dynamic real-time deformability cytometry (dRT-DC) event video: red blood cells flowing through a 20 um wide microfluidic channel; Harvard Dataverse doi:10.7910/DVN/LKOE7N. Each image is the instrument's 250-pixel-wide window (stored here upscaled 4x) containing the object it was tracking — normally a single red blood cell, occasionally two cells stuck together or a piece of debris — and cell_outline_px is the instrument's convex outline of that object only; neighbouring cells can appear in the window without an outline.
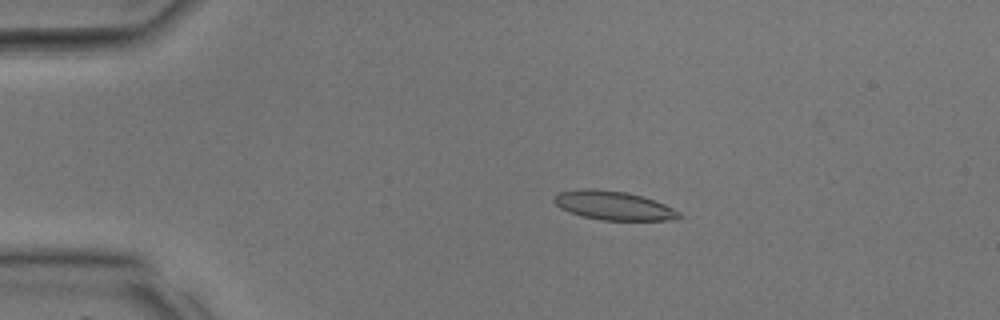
{"species": "common noctule bat (a hibernating species)", "species_latin": "Nyctalus noctula", "temperature_condition": "room temperature", "stored_images_in_passage": 33, "camera_frame_rate_fps": 3000, "um_per_image_px": 0.085, "animal": {"sex": "male", "body_mass_g": 17.9, "forearm_length_mm": 54.2}, "frame": {"image": 1, "passage_image": 5, "time_ms": 1.333, "image_size_px": [1000, 320], "cell_outline_px": [[684, 216], [676, 220], [600, 220], [580, 216], [568, 212], [560, 208], [552, 200], [552, 196], [560, 192], [584, 188], [592, 188], [628, 192], [664, 204], [680, 212]], "centroid_in_image_um": [52.12, 17.48], "position_along_channel_um": 32.9, "area_um2": 21.21}}
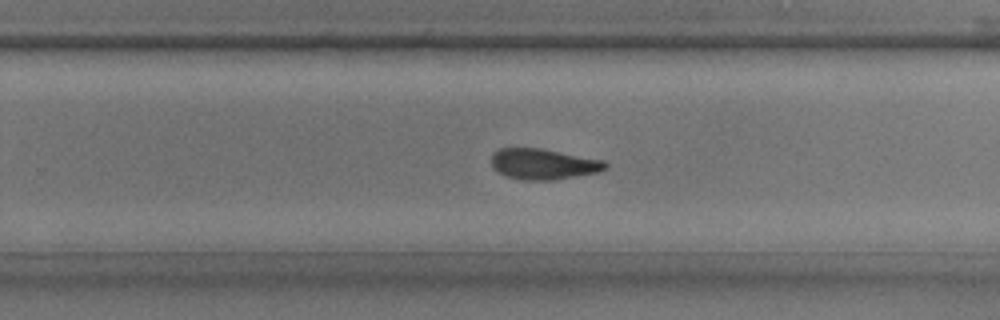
{"frame": {"image": 2, "passage_image": 21, "time_ms": 6.667, "image_size_px": [1000, 320], "cell_outline_px": [[608, 168], [600, 172], [552, 180], [524, 180], [508, 176], [492, 168], [492, 152], [500, 148], [540, 148], [604, 160], [608, 164]], "centroid_in_image_um": [46.21, 13.94], "position_along_channel_um": 283.6, "area_um2": 20.4}}
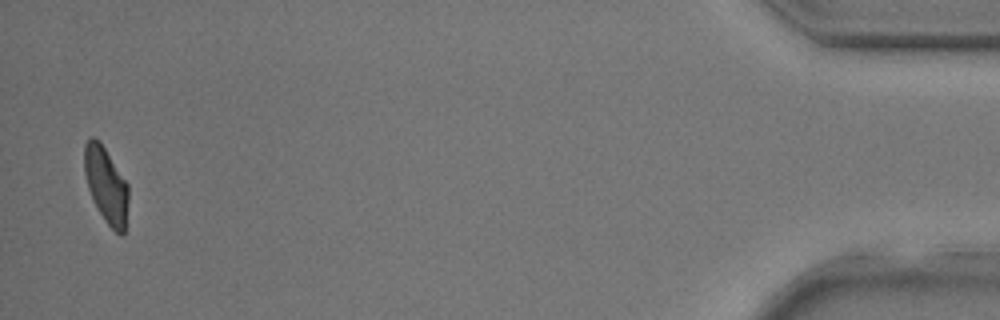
{"frame": {"image": 3, "passage_image": 33, "time_ms": 10.667, "image_size_px": [1000, 320], "cell_outline_px": [[128, 200], [124, 232], [120, 236], [104, 220], [92, 200], [88, 188], [84, 172], [84, 144], [92, 136], [100, 140], [128, 184]], "centroid_in_image_um": [9.0, 15.71], "position_along_channel_um": 426.2, "area_um2": 19.54}}